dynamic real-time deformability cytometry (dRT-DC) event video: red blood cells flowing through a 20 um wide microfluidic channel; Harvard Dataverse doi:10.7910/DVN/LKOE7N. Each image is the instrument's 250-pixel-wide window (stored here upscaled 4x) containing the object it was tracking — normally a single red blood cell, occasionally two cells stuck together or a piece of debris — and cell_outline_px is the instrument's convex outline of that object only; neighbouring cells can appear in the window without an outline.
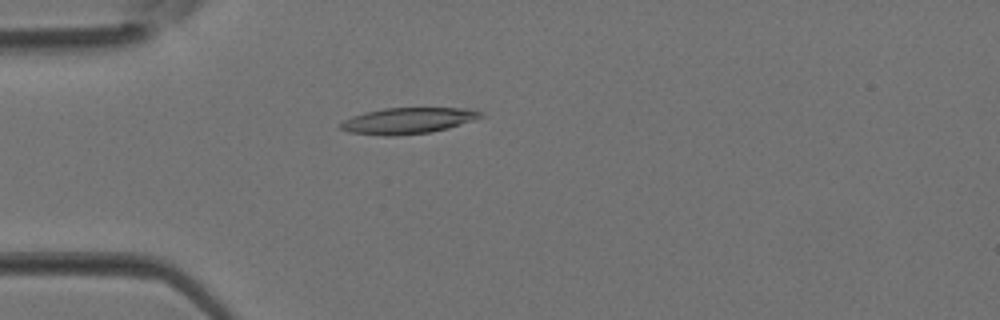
{"species": "Egyptian fruit bat (a non-hibernating species)", "species_latin": "Rousettus aegyptiacus", "temperature_condition": "room temperature", "stored_images_in_passage": 37, "camera_frame_rate_fps": 3000, "um_per_image_px": 0.085, "animal": {"sex": "female"}, "frame": {"image": 1, "passage_image": 10, "time_ms": 3.0, "image_size_px": [1000, 320], "cell_outline_px": [[484, 116], [448, 128], [428, 132], [396, 136], [384, 136], [348, 132], [340, 128], [340, 124], [344, 120], [352, 116], [364, 112], [384, 108], [472, 108], [480, 112]], "centroid_in_image_um": [34.64, 10.25], "position_along_channel_um": 50.4, "area_um2": 21.21}}
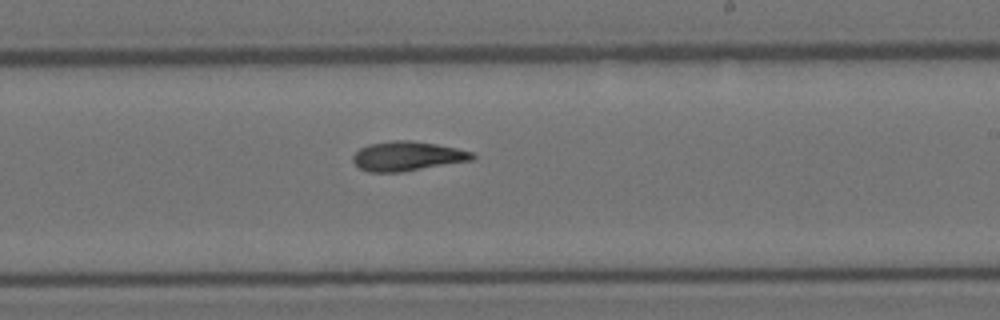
{"frame": {"image": 2, "passage_image": 22, "time_ms": 7.0, "image_size_px": [1000, 320], "cell_outline_px": [[476, 156], [472, 160], [400, 172], [368, 172], [360, 168], [352, 160], [352, 156], [360, 148], [368, 144], [392, 140], [412, 140], [436, 144], [456, 148], [472, 152]], "centroid_in_image_um": [34.6, 13.26], "position_along_channel_um": 254.4, "area_um2": 20.4}}
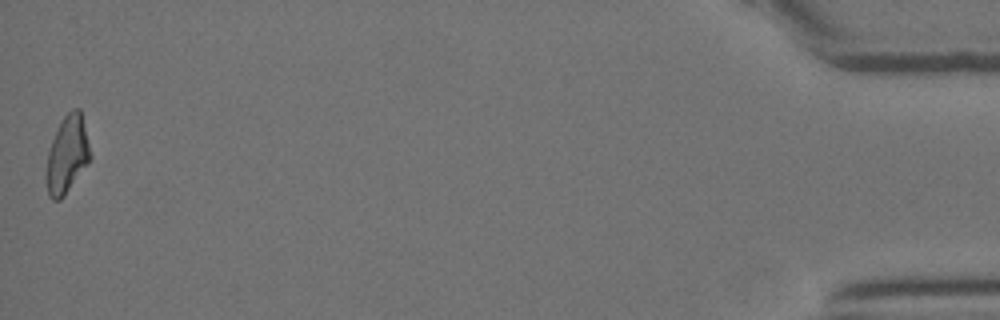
{"frame": {"image": 3, "passage_image": 37, "time_ms": 12.0, "image_size_px": [1000, 320], "cell_outline_px": [[92, 156], [88, 164], [64, 196], [60, 200], [52, 200], [48, 196], [44, 176], [48, 152], [52, 140], [64, 116], [72, 108], [80, 108]], "centroid_in_image_um": [5.69, 13.19], "position_along_channel_um": 429.5, "area_um2": 20.0}}